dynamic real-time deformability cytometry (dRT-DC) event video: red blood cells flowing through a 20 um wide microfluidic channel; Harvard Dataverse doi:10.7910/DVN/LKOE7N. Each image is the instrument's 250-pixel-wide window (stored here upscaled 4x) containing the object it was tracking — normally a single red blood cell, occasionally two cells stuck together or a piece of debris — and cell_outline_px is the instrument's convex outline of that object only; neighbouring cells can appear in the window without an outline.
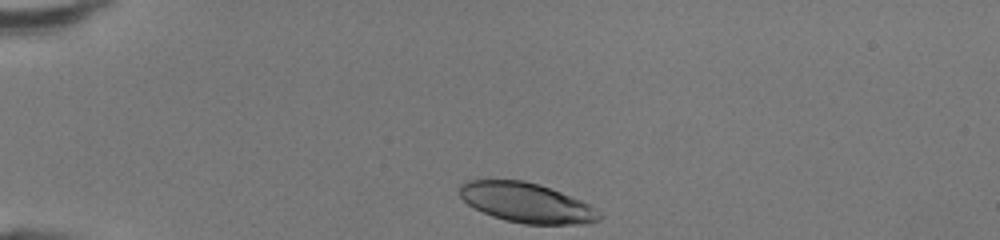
{"species": "human", "species_latin": "Homo sapiens", "temperature_condition": "room temperature", "stored_images_in_passage": 30, "camera_frame_rate_fps": 3000, "um_per_image_px": 0.085, "donor": {"sex": "female"}, "frame": {"image": 1, "passage_image": 1, "time_ms": 0.0, "image_size_px": [1000, 240], "cell_outline_px": [[600, 220], [584, 224], [524, 224], [504, 220], [492, 216], [468, 204], [460, 196], [460, 184], [468, 180], [524, 180], [560, 192], [580, 200], [588, 204], [600, 212]], "centroid_in_image_um": [44.75, 17.24], "position_along_channel_um": 40.3, "area_um2": 31.96}}
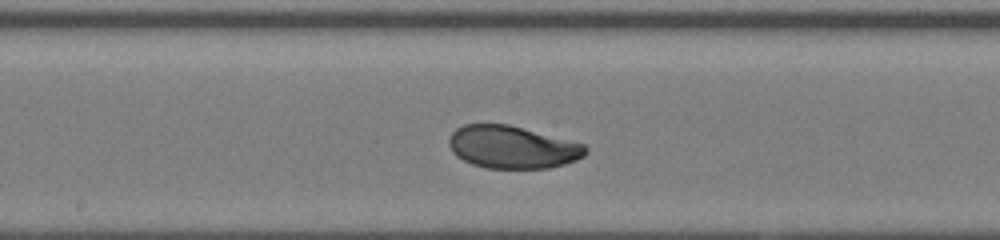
{"frame": {"image": 2, "passage_image": 16, "time_ms": 5.0, "image_size_px": [1000, 240], "cell_outline_px": [[588, 152], [584, 156], [576, 160], [564, 164], [548, 168], [488, 168], [472, 164], [456, 156], [452, 152], [448, 144], [448, 140], [452, 132], [456, 128], [464, 124], [508, 124], [584, 144], [588, 148]], "centroid_in_image_um": [43.53, 12.5], "position_along_channel_um": 204.7, "area_um2": 33.87}}
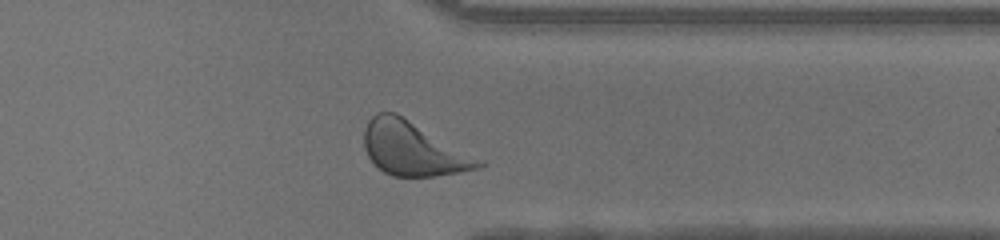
{"frame": {"image": 3, "passage_image": 28, "time_ms": 9.0, "image_size_px": [1000, 240], "cell_outline_px": [[488, 164], [480, 168], [432, 176], [392, 176], [384, 172], [368, 156], [364, 148], [364, 132], [368, 120], [376, 112], [396, 112], [484, 160]], "centroid_in_image_um": [35.13, 12.63], "position_along_channel_um": 376.3, "area_um2": 35.84}, "authors_computed_cell_mechanics": {"area_um2": 33.8708, "velocity_mm_per_s": 4.3159, "shape_relaxation_time_tau1_ms": 2.2504, "shape_relaxation_time_tau2_ms": null, "deformation_change_tau1": 0.1367, "deformation_change_tau2": null}}